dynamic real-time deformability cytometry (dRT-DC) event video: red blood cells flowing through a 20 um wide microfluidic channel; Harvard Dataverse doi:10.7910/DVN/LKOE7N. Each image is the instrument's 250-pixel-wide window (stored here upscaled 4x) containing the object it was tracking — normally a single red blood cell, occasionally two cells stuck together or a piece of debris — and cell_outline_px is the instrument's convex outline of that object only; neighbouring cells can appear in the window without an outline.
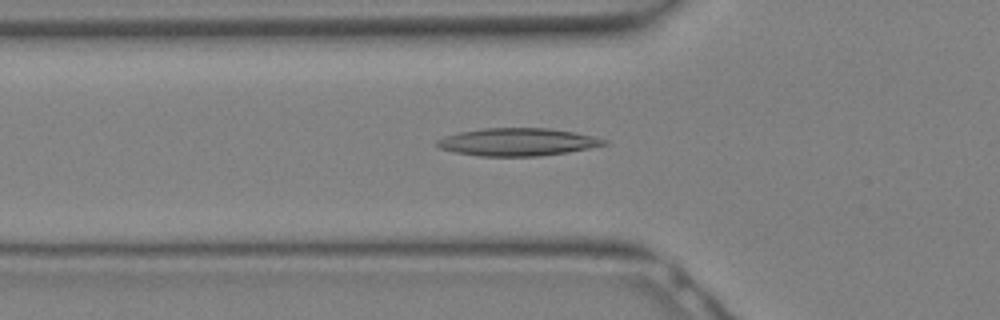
{"species": "Egyptian fruit bat (a non-hibernating species)", "species_latin": "Rousettus aegyptiacus", "temperature_condition": "warm", "stored_images_in_passage": 13, "camera_frame_rate_fps": 3000, "um_per_image_px": 0.085, "animal": {"sex": "female"}, "frame": {"image": 1, "passage_image": 5, "time_ms": 1.333, "image_size_px": [1000, 320], "cell_outline_px": [[608, 144], [568, 152], [540, 156], [480, 156], [456, 152], [440, 148], [432, 144], [436, 140], [444, 136], [460, 132], [484, 128], [548, 128], [572, 132], [592, 136], [608, 140]], "centroid_in_image_um": [43.95, 12.07], "position_along_channel_um": 81.8, "area_um2": 26.88}}
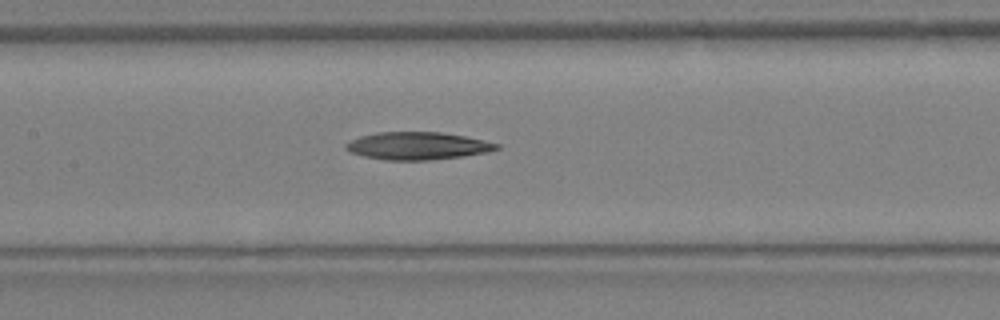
{"frame": {"image": 2, "passage_image": 9, "time_ms": 2.667, "image_size_px": [1000, 320], "cell_outline_px": [[500, 148], [488, 152], [464, 156], [432, 160], [388, 160], [364, 156], [352, 152], [344, 148], [344, 144], [360, 136], [376, 132], [440, 132], [464, 136], [484, 140], [500, 144]], "centroid_in_image_um": [35.51, 12.4], "position_along_channel_um": 171.9, "area_um2": 24.22}}
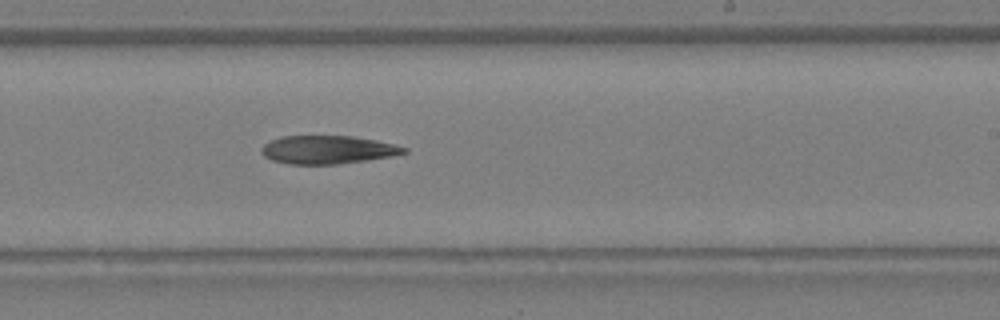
{"frame": {"image": 3, "passage_image": 13, "time_ms": 4.0, "image_size_px": [1000, 320], "cell_outline_px": [[408, 152], [392, 156], [336, 164], [292, 164], [272, 160], [264, 156], [260, 148], [264, 144], [272, 140], [284, 136], [352, 136], [376, 140], [408, 148]], "centroid_in_image_um": [27.85, 12.72], "position_along_channel_um": 261.1, "area_um2": 23.18}}